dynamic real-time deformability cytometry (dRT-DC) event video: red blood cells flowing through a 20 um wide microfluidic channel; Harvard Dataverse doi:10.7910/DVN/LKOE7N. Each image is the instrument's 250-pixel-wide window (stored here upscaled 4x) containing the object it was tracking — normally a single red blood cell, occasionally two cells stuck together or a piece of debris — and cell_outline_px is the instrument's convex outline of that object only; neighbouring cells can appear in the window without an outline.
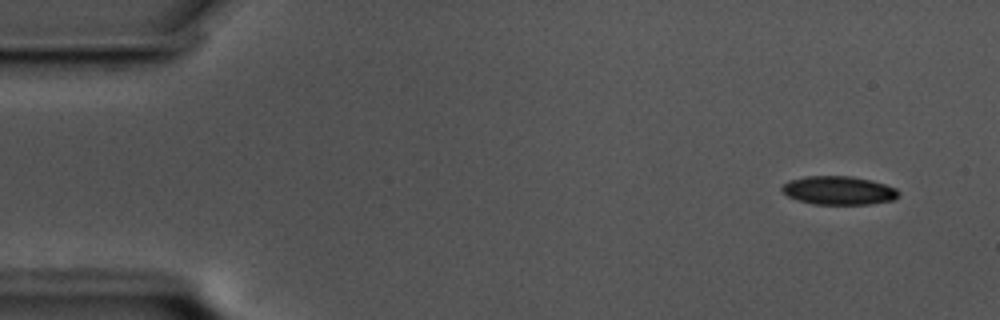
{"species": "common noctule bat (a hibernating species)", "species_latin": "Nyctalus noctula", "temperature_condition": "cold", "stored_images_in_passage": 55, "camera_frame_rate_fps": 3000, "um_per_image_px": 0.085, "animal": {"sex": "male", "body_mass_g": 17.5, "forearm_length_mm": 52.3}, "frame": {"image": 1, "passage_image": 1, "time_ms": 0.0, "image_size_px": [1000, 320], "cell_outline_px": [[900, 192], [892, 200], [872, 204], [812, 204], [788, 196], [780, 188], [788, 180], [804, 176], [852, 176], [884, 184], [896, 188]], "centroid_in_image_um": [71.26, 16.18], "position_along_channel_um": 13.7, "area_um2": 19.25}}
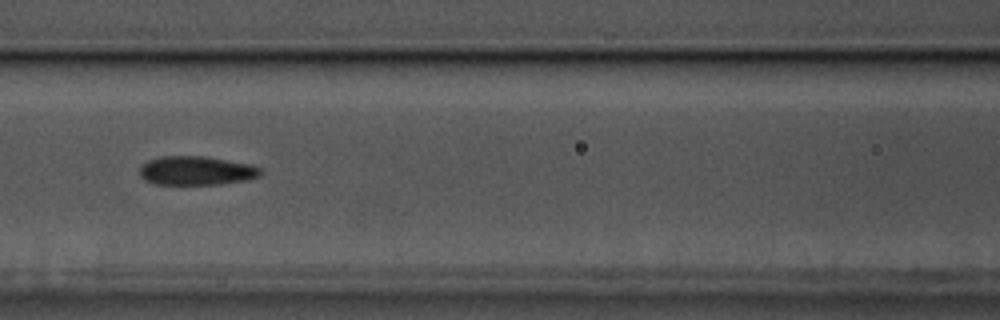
{"frame": {"image": 2, "passage_image": 22, "time_ms": 7.0, "image_size_px": [1000, 320], "cell_outline_px": [[260, 176], [244, 180], [220, 184], [156, 184], [144, 180], [140, 176], [140, 168], [148, 160], [160, 156], [204, 156], [252, 164], [260, 168]], "centroid_in_image_um": [16.67, 14.5], "position_along_channel_um": 149.9, "area_um2": 20.29}}
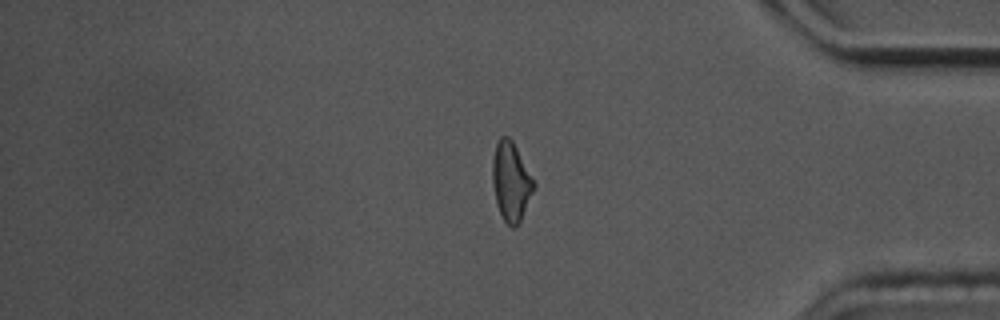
{"frame": {"image": 3, "passage_image": 45, "time_ms": 14.667, "image_size_px": [1000, 320], "cell_outline_px": [[536, 184], [520, 220], [516, 228], [512, 228], [504, 220], [496, 204], [492, 184], [492, 160], [496, 144], [500, 136], [508, 136], [512, 140], [536, 180]], "centroid_in_image_um": [43.44, 15.4], "position_along_channel_um": 391.8, "area_um2": 19.19}, "authors_computed_cell_mechanics": {"area_um2": 19.7098, "velocity_mm_per_s": 3.4785, "shape_relaxation_time_tau1_ms": 2.684, "shape_relaxation_time_tau2_ms": 3.5931, "deformation_change_tau1": 0.1174, "deformation_change_tau2": 0.1145}}